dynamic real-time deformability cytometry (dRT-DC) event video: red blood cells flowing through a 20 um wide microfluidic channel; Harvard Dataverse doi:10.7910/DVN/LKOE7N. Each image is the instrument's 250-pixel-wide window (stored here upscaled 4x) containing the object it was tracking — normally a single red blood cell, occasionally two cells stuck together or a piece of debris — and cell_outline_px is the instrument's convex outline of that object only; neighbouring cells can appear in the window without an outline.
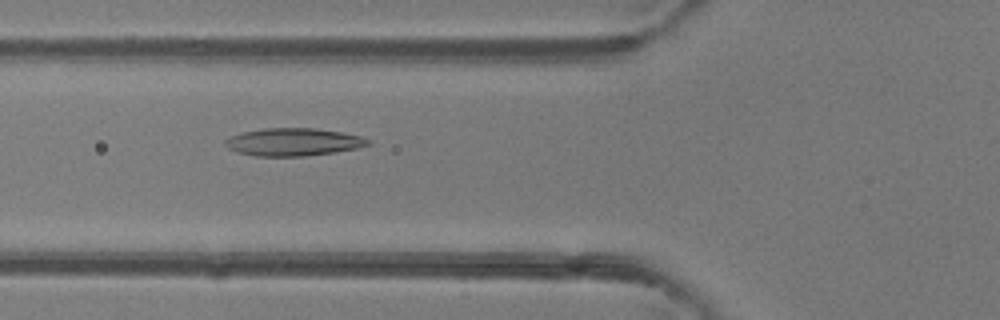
{"species": "common noctule bat (a hibernating species)", "species_latin": "Nyctalus noctula", "temperature_condition": "room temperature", "stored_images_in_passage": 32, "camera_frame_rate_fps": 3000, "um_per_image_px": 0.085, "animal": {"sex": "female"}, "frame": {"image": 1, "passage_image": 5, "time_ms": 1.333, "image_size_px": [1000, 320], "cell_outline_px": [[372, 144], [360, 148], [336, 152], [304, 156], [256, 156], [236, 152], [228, 148], [224, 144], [224, 140], [232, 136], [244, 132], [264, 128], [312, 128], [340, 132], [360, 136], [372, 140]], "centroid_in_image_um": [24.97, 12.08], "position_along_channel_um": 100.8, "area_um2": 23.12}}
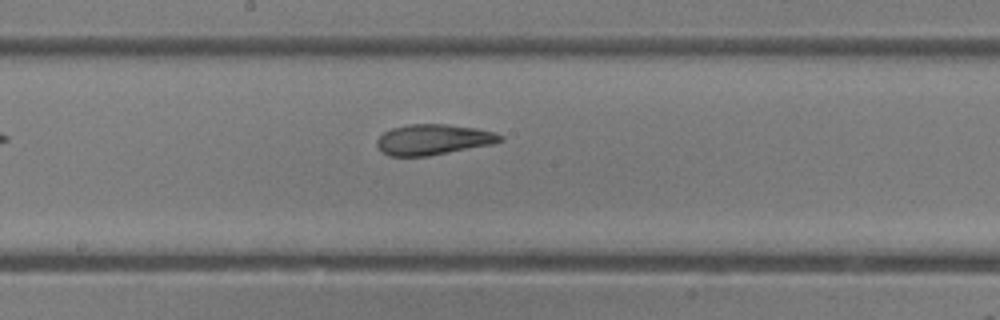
{"frame": {"image": 2, "passage_image": 13, "time_ms": 4.0, "image_size_px": [1000, 320], "cell_outline_px": [[504, 140], [492, 144], [428, 156], [388, 156], [380, 152], [376, 144], [376, 140], [384, 132], [392, 128], [408, 124], [448, 124], [476, 128], [492, 132], [504, 136]], "centroid_in_image_um": [36.79, 11.86], "position_along_channel_um": 211.4, "area_um2": 22.02}}
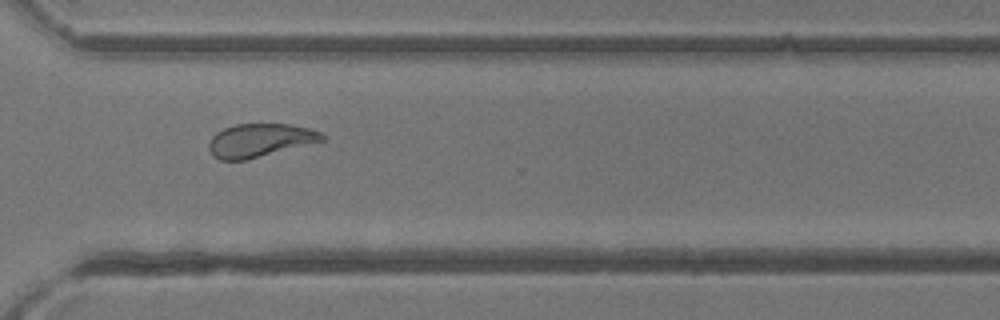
{"frame": {"image": 3, "passage_image": 23, "time_ms": 7.333, "image_size_px": [1000, 320], "cell_outline_px": [[328, 140], [244, 160], [220, 160], [212, 156], [208, 148], [208, 144], [212, 136], [216, 132], [224, 128], [236, 124], [292, 124], [308, 128], [320, 132]], "centroid_in_image_um": [22.09, 11.92], "position_along_channel_um": 348.5, "area_um2": 22.08}, "authors_computed_cell_mechanics": {"area_um2": 21.9929, "velocity_mm_per_s": 4.1267, "shape_relaxation_time_tau1_ms": 8.8143, "shape_relaxation_time_tau2_ms": 1.7798, "deformation_change_tau1": 0.2223, "deformation_change_tau2": 0.0828}}